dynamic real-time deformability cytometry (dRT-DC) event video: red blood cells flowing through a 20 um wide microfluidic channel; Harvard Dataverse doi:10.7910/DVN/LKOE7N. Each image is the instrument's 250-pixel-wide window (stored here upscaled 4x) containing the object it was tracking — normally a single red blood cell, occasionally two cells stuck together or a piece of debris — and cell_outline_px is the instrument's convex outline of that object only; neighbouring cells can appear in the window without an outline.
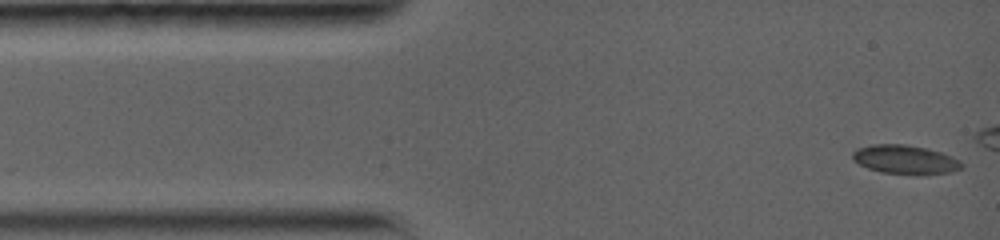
{"species": "common noctule bat (a hibernating species)", "species_latin": "Nyctalus noctula", "temperature_condition": "warm", "stored_images_in_passage": 6, "camera_frame_rate_fps": 5000, "um_per_image_px": 0.085, "animal": {"sex": "female", "body_mass_g": 19.0, "forearm_length_mm": 56.7}, "frame": {"image": 1, "passage_image": 1, "time_ms": 0.0, "image_size_px": [1000, 240], "cell_outline_px": [[964, 168], [952, 172], [880, 172], [868, 168], [852, 160], [852, 152], [856, 148], [872, 144], [904, 144], [928, 148], [952, 156], [960, 160], [964, 164]], "centroid_in_image_um": [76.92, 13.51], "position_along_channel_um": 8.1, "area_um2": 17.92}}